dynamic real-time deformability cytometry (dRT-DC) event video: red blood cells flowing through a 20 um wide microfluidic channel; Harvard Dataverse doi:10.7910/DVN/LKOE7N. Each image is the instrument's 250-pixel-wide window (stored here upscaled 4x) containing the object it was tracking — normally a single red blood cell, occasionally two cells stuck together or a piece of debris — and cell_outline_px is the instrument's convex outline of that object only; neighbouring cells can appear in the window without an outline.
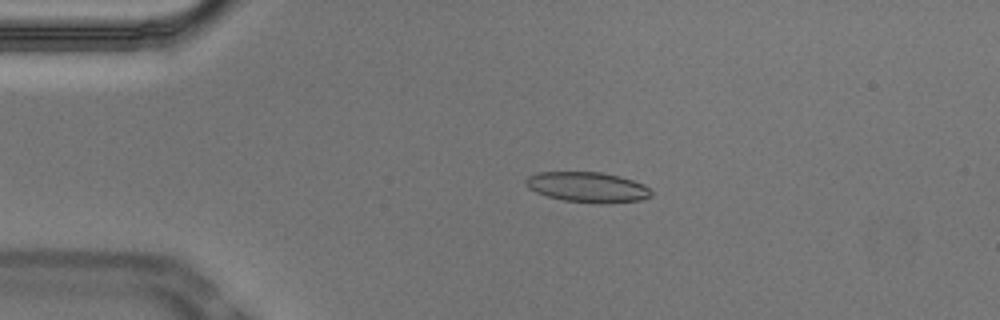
{"species": "Egyptian fruit bat (a non-hibernating species)", "species_latin": "Rousettus aegyptiacus", "temperature_condition": "cold", "stored_images_in_passage": 43, "camera_frame_rate_fps": 3000, "um_per_image_px": 0.085, "animal": {"sex": "male"}, "frame": {"image": 1, "passage_image": 1, "time_ms": 0.0, "image_size_px": [1000, 320], "cell_outline_px": [[652, 196], [640, 200], [564, 200], [548, 196], [536, 192], [528, 188], [524, 184], [524, 180], [528, 176], [540, 172], [600, 172], [620, 176], [644, 184], [652, 192]], "centroid_in_image_um": [49.87, 15.84], "position_along_channel_um": 35.1, "area_um2": 21.04}}
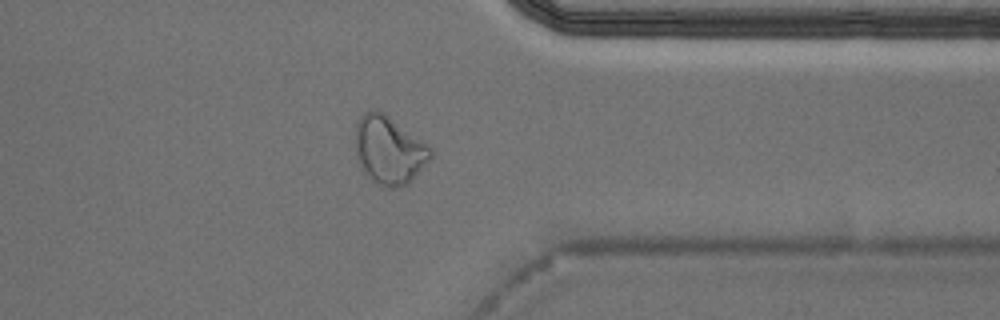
{"frame": {"image": 2, "passage_image": 32, "time_ms": 10.333, "image_size_px": [1000, 320], "cell_outline_px": [[432, 156], [412, 180], [408, 184], [400, 188], [384, 188], [372, 180], [364, 172], [356, 156], [356, 120], [364, 112], [372, 108], [384, 112], [428, 144], [432, 148]], "centroid_in_image_um": [33.07, 12.75], "position_along_channel_um": 378.3, "area_um2": 30.11}}
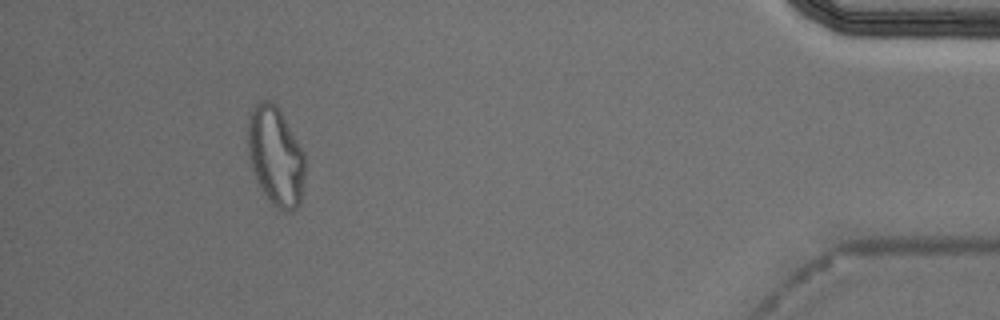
{"frame": {"image": 3, "passage_image": 39, "time_ms": 12.667, "image_size_px": [1000, 320], "cell_outline_px": [[304, 172], [300, 204], [296, 208], [288, 212], [284, 212], [272, 204], [268, 200], [256, 180], [248, 156], [248, 120], [252, 108], [260, 100], [268, 100], [276, 104], [304, 152]], "centroid_in_image_um": [23.41, 13.28], "position_along_channel_um": 411.8, "area_um2": 32.83}, "authors_computed_cell_mechanics": {"area_um2": 22.253, "velocity_mm_per_s": 3.7241, "shape_relaxation_time_tau1_ms": null, "shape_relaxation_time_tau2_ms": 2.7864, "deformation_change_tau1": null, "deformation_change_tau2": 0.0817}}